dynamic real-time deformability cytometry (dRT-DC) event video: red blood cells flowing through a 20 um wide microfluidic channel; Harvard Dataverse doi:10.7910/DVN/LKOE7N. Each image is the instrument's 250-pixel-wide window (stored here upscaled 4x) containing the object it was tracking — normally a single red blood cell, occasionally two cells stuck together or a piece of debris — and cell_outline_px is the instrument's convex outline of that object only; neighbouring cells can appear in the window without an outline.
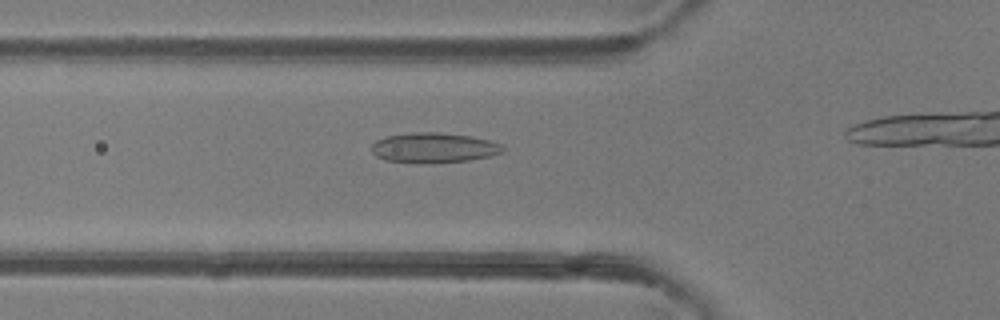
{"species": "common noctule bat (a hibernating species)", "species_latin": "Nyctalus noctula", "temperature_condition": "room temperature", "stored_images_in_passage": 22, "camera_frame_rate_fps": 3000, "um_per_image_px": 0.085, "animal": {"sex": "female"}, "frame": {"image": 1, "passage_image": 12, "time_ms": 3.667, "image_size_px": [1000, 320], "cell_outline_px": [[504, 152], [492, 156], [468, 160], [428, 164], [424, 164], [384, 160], [376, 156], [372, 152], [372, 144], [376, 140], [388, 136], [412, 132], [436, 132], [472, 136], [488, 140], [500, 144], [504, 148]], "centroid_in_image_um": [36.87, 12.57], "position_along_channel_um": 88.9, "area_um2": 23.18}}
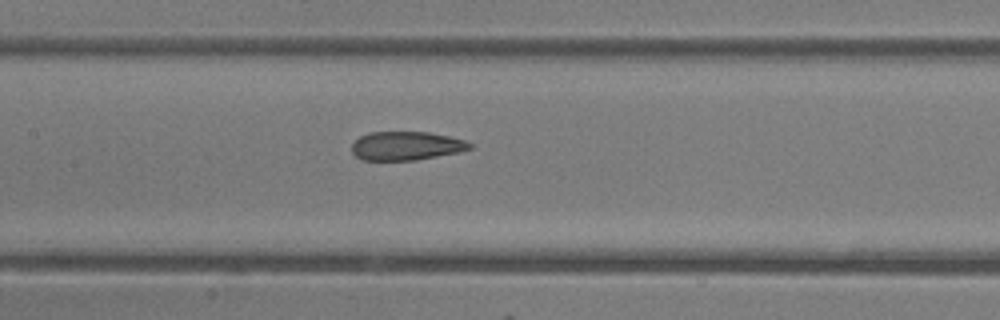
{"frame": {"image": 2, "passage_image": 18, "time_ms": 5.667, "image_size_px": [1000, 320], "cell_outline_px": [[472, 148], [460, 152], [416, 160], [360, 160], [352, 152], [352, 144], [360, 136], [368, 132], [428, 132], [448, 136], [464, 140], [472, 144]], "centroid_in_image_um": [34.52, 12.4], "position_along_channel_um": 172.9, "area_um2": 19.77}}
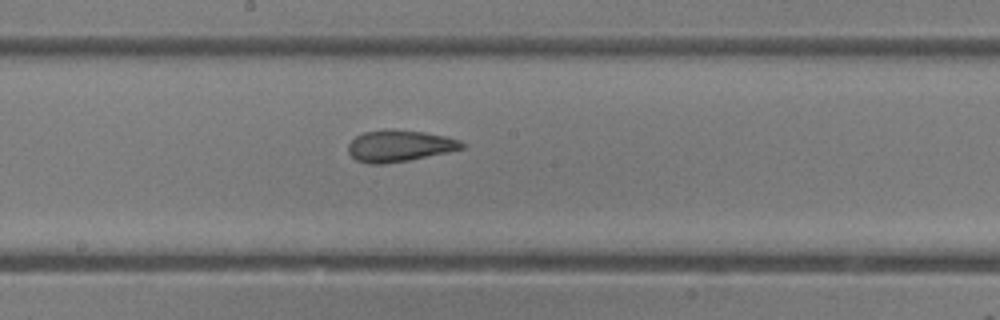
{"frame": {"image": 3, "passage_image": 21, "time_ms": 6.667, "image_size_px": [1000, 320], "cell_outline_px": [[464, 148], [448, 152], [408, 160], [384, 164], [368, 164], [356, 160], [348, 152], [348, 144], [356, 136], [364, 132], [384, 128], [396, 128], [424, 132], [444, 136], [460, 140], [464, 144]], "centroid_in_image_um": [33.92, 12.38], "position_along_channel_um": 214.3, "area_um2": 21.1}}